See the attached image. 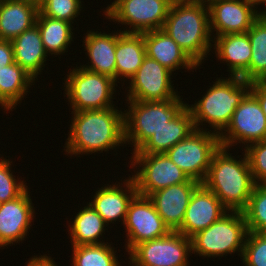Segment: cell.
<instances>
[{
	"mask_svg": "<svg viewBox=\"0 0 266 266\" xmlns=\"http://www.w3.org/2000/svg\"><path fill=\"white\" fill-rule=\"evenodd\" d=\"M72 124L64 150L77 155L105 152L125 144L124 113L115 107L72 112Z\"/></svg>",
	"mask_w": 266,
	"mask_h": 266,
	"instance_id": "obj_1",
	"label": "cell"
},
{
	"mask_svg": "<svg viewBox=\"0 0 266 266\" xmlns=\"http://www.w3.org/2000/svg\"><path fill=\"white\" fill-rule=\"evenodd\" d=\"M162 30L199 66L212 48L208 4L173 0ZM206 57V58H205Z\"/></svg>",
	"mask_w": 266,
	"mask_h": 266,
	"instance_id": "obj_2",
	"label": "cell"
},
{
	"mask_svg": "<svg viewBox=\"0 0 266 266\" xmlns=\"http://www.w3.org/2000/svg\"><path fill=\"white\" fill-rule=\"evenodd\" d=\"M221 147L213 154L209 170L202 184L212 191L230 211H243L254 190L253 179L246 155L239 160Z\"/></svg>",
	"mask_w": 266,
	"mask_h": 266,
	"instance_id": "obj_3",
	"label": "cell"
},
{
	"mask_svg": "<svg viewBox=\"0 0 266 266\" xmlns=\"http://www.w3.org/2000/svg\"><path fill=\"white\" fill-rule=\"evenodd\" d=\"M230 77L216 79L202 99L191 106L187 103L195 129L203 130L200 124L206 121L213 127L212 132L220 135L229 125L236 107L250 91L252 84L240 76Z\"/></svg>",
	"mask_w": 266,
	"mask_h": 266,
	"instance_id": "obj_4",
	"label": "cell"
},
{
	"mask_svg": "<svg viewBox=\"0 0 266 266\" xmlns=\"http://www.w3.org/2000/svg\"><path fill=\"white\" fill-rule=\"evenodd\" d=\"M129 101L124 111V138L137 151L155 132L163 128L185 105L181 97L167 101Z\"/></svg>",
	"mask_w": 266,
	"mask_h": 266,
	"instance_id": "obj_5",
	"label": "cell"
},
{
	"mask_svg": "<svg viewBox=\"0 0 266 266\" xmlns=\"http://www.w3.org/2000/svg\"><path fill=\"white\" fill-rule=\"evenodd\" d=\"M247 233L243 212L230 211L190 238L192 253L214 258L238 251L242 257Z\"/></svg>",
	"mask_w": 266,
	"mask_h": 266,
	"instance_id": "obj_6",
	"label": "cell"
},
{
	"mask_svg": "<svg viewBox=\"0 0 266 266\" xmlns=\"http://www.w3.org/2000/svg\"><path fill=\"white\" fill-rule=\"evenodd\" d=\"M67 76L64 87L72 112L115 106L111 100L117 86L114 79L83 67L72 69Z\"/></svg>",
	"mask_w": 266,
	"mask_h": 266,
	"instance_id": "obj_7",
	"label": "cell"
},
{
	"mask_svg": "<svg viewBox=\"0 0 266 266\" xmlns=\"http://www.w3.org/2000/svg\"><path fill=\"white\" fill-rule=\"evenodd\" d=\"M219 148L217 133L195 129L165 154L189 178L202 183L207 176L212 156Z\"/></svg>",
	"mask_w": 266,
	"mask_h": 266,
	"instance_id": "obj_8",
	"label": "cell"
},
{
	"mask_svg": "<svg viewBox=\"0 0 266 266\" xmlns=\"http://www.w3.org/2000/svg\"><path fill=\"white\" fill-rule=\"evenodd\" d=\"M173 0H115L104 10L106 18L129 25L123 33L141 34L162 29Z\"/></svg>",
	"mask_w": 266,
	"mask_h": 266,
	"instance_id": "obj_9",
	"label": "cell"
},
{
	"mask_svg": "<svg viewBox=\"0 0 266 266\" xmlns=\"http://www.w3.org/2000/svg\"><path fill=\"white\" fill-rule=\"evenodd\" d=\"M191 239L170 231L166 236L136 245L128 254L132 266H188Z\"/></svg>",
	"mask_w": 266,
	"mask_h": 266,
	"instance_id": "obj_10",
	"label": "cell"
},
{
	"mask_svg": "<svg viewBox=\"0 0 266 266\" xmlns=\"http://www.w3.org/2000/svg\"><path fill=\"white\" fill-rule=\"evenodd\" d=\"M131 160V168L142 166L132 178L137 193L143 196H149L171 185L185 183L190 179L165 153H133Z\"/></svg>",
	"mask_w": 266,
	"mask_h": 266,
	"instance_id": "obj_11",
	"label": "cell"
},
{
	"mask_svg": "<svg viewBox=\"0 0 266 266\" xmlns=\"http://www.w3.org/2000/svg\"><path fill=\"white\" fill-rule=\"evenodd\" d=\"M264 139L266 116L257 98L249 91L236 107L229 125L219 135L220 146L229 150L234 143H246L247 146Z\"/></svg>",
	"mask_w": 266,
	"mask_h": 266,
	"instance_id": "obj_12",
	"label": "cell"
},
{
	"mask_svg": "<svg viewBox=\"0 0 266 266\" xmlns=\"http://www.w3.org/2000/svg\"><path fill=\"white\" fill-rule=\"evenodd\" d=\"M124 225L128 238L125 249L128 253L139 243L166 236L170 232L151 199L138 193L128 206Z\"/></svg>",
	"mask_w": 266,
	"mask_h": 266,
	"instance_id": "obj_13",
	"label": "cell"
},
{
	"mask_svg": "<svg viewBox=\"0 0 266 266\" xmlns=\"http://www.w3.org/2000/svg\"><path fill=\"white\" fill-rule=\"evenodd\" d=\"M172 72L156 60L145 57L138 71L129 79L128 100L167 101L178 97L171 81Z\"/></svg>",
	"mask_w": 266,
	"mask_h": 266,
	"instance_id": "obj_14",
	"label": "cell"
},
{
	"mask_svg": "<svg viewBox=\"0 0 266 266\" xmlns=\"http://www.w3.org/2000/svg\"><path fill=\"white\" fill-rule=\"evenodd\" d=\"M208 8L210 32L216 31V36L246 33L260 16V12L244 0H213Z\"/></svg>",
	"mask_w": 266,
	"mask_h": 266,
	"instance_id": "obj_15",
	"label": "cell"
},
{
	"mask_svg": "<svg viewBox=\"0 0 266 266\" xmlns=\"http://www.w3.org/2000/svg\"><path fill=\"white\" fill-rule=\"evenodd\" d=\"M228 210L219 198L202 183L191 195L179 233L191 238L218 221Z\"/></svg>",
	"mask_w": 266,
	"mask_h": 266,
	"instance_id": "obj_16",
	"label": "cell"
},
{
	"mask_svg": "<svg viewBox=\"0 0 266 266\" xmlns=\"http://www.w3.org/2000/svg\"><path fill=\"white\" fill-rule=\"evenodd\" d=\"M200 184L190 178L185 183L159 189L148 196L170 231L181 228L191 195Z\"/></svg>",
	"mask_w": 266,
	"mask_h": 266,
	"instance_id": "obj_17",
	"label": "cell"
},
{
	"mask_svg": "<svg viewBox=\"0 0 266 266\" xmlns=\"http://www.w3.org/2000/svg\"><path fill=\"white\" fill-rule=\"evenodd\" d=\"M28 190L0 204V247L22 242L29 233L35 211Z\"/></svg>",
	"mask_w": 266,
	"mask_h": 266,
	"instance_id": "obj_18",
	"label": "cell"
},
{
	"mask_svg": "<svg viewBox=\"0 0 266 266\" xmlns=\"http://www.w3.org/2000/svg\"><path fill=\"white\" fill-rule=\"evenodd\" d=\"M123 183L121 185L126 187L120 186V183L101 187L95 192L94 199L89 202V205L103 218L107 226L109 222L114 223L117 219H121L124 224L128 206L137 194L136 184L132 177L124 179Z\"/></svg>",
	"mask_w": 266,
	"mask_h": 266,
	"instance_id": "obj_19",
	"label": "cell"
},
{
	"mask_svg": "<svg viewBox=\"0 0 266 266\" xmlns=\"http://www.w3.org/2000/svg\"><path fill=\"white\" fill-rule=\"evenodd\" d=\"M146 56L156 60L171 72L182 68L192 70L198 65L162 29L141 33Z\"/></svg>",
	"mask_w": 266,
	"mask_h": 266,
	"instance_id": "obj_20",
	"label": "cell"
},
{
	"mask_svg": "<svg viewBox=\"0 0 266 266\" xmlns=\"http://www.w3.org/2000/svg\"><path fill=\"white\" fill-rule=\"evenodd\" d=\"M195 130L192 114L187 104L169 121L167 125L155 132L133 153H166L178 142Z\"/></svg>",
	"mask_w": 266,
	"mask_h": 266,
	"instance_id": "obj_21",
	"label": "cell"
},
{
	"mask_svg": "<svg viewBox=\"0 0 266 266\" xmlns=\"http://www.w3.org/2000/svg\"><path fill=\"white\" fill-rule=\"evenodd\" d=\"M83 41L84 48L87 51L90 65H82L81 67L106 75L116 81V33H98V31H87Z\"/></svg>",
	"mask_w": 266,
	"mask_h": 266,
	"instance_id": "obj_22",
	"label": "cell"
},
{
	"mask_svg": "<svg viewBox=\"0 0 266 266\" xmlns=\"http://www.w3.org/2000/svg\"><path fill=\"white\" fill-rule=\"evenodd\" d=\"M39 8L30 2L0 0V39L13 40L35 25Z\"/></svg>",
	"mask_w": 266,
	"mask_h": 266,
	"instance_id": "obj_23",
	"label": "cell"
},
{
	"mask_svg": "<svg viewBox=\"0 0 266 266\" xmlns=\"http://www.w3.org/2000/svg\"><path fill=\"white\" fill-rule=\"evenodd\" d=\"M14 47V61L34 79L41 74L46 64L47 53L44 49L42 37L37 25L25 30L12 40Z\"/></svg>",
	"mask_w": 266,
	"mask_h": 266,
	"instance_id": "obj_24",
	"label": "cell"
},
{
	"mask_svg": "<svg viewBox=\"0 0 266 266\" xmlns=\"http://www.w3.org/2000/svg\"><path fill=\"white\" fill-rule=\"evenodd\" d=\"M217 37V38H216ZM212 43L218 60L226 61L231 76H240L251 60V45L247 33L225 34L216 36Z\"/></svg>",
	"mask_w": 266,
	"mask_h": 266,
	"instance_id": "obj_25",
	"label": "cell"
},
{
	"mask_svg": "<svg viewBox=\"0 0 266 266\" xmlns=\"http://www.w3.org/2000/svg\"><path fill=\"white\" fill-rule=\"evenodd\" d=\"M146 57L142 34L117 32L115 51L116 82L121 77L130 79L140 68Z\"/></svg>",
	"mask_w": 266,
	"mask_h": 266,
	"instance_id": "obj_26",
	"label": "cell"
},
{
	"mask_svg": "<svg viewBox=\"0 0 266 266\" xmlns=\"http://www.w3.org/2000/svg\"><path fill=\"white\" fill-rule=\"evenodd\" d=\"M35 79L17 63L0 70V105L6 111L15 109Z\"/></svg>",
	"mask_w": 266,
	"mask_h": 266,
	"instance_id": "obj_27",
	"label": "cell"
},
{
	"mask_svg": "<svg viewBox=\"0 0 266 266\" xmlns=\"http://www.w3.org/2000/svg\"><path fill=\"white\" fill-rule=\"evenodd\" d=\"M69 226L72 246L98 245L105 242L99 238L104 233L107 224L103 218L88 204L75 216ZM101 235V236H100Z\"/></svg>",
	"mask_w": 266,
	"mask_h": 266,
	"instance_id": "obj_28",
	"label": "cell"
},
{
	"mask_svg": "<svg viewBox=\"0 0 266 266\" xmlns=\"http://www.w3.org/2000/svg\"><path fill=\"white\" fill-rule=\"evenodd\" d=\"M35 24L40 31L46 53L63 55L74 38L71 26L73 23L44 16L38 11Z\"/></svg>",
	"mask_w": 266,
	"mask_h": 266,
	"instance_id": "obj_29",
	"label": "cell"
},
{
	"mask_svg": "<svg viewBox=\"0 0 266 266\" xmlns=\"http://www.w3.org/2000/svg\"><path fill=\"white\" fill-rule=\"evenodd\" d=\"M250 39L251 60L240 75L245 81H266V20L259 16L246 32Z\"/></svg>",
	"mask_w": 266,
	"mask_h": 266,
	"instance_id": "obj_30",
	"label": "cell"
},
{
	"mask_svg": "<svg viewBox=\"0 0 266 266\" xmlns=\"http://www.w3.org/2000/svg\"><path fill=\"white\" fill-rule=\"evenodd\" d=\"M107 244L72 246V266H120L115 248Z\"/></svg>",
	"mask_w": 266,
	"mask_h": 266,
	"instance_id": "obj_31",
	"label": "cell"
},
{
	"mask_svg": "<svg viewBox=\"0 0 266 266\" xmlns=\"http://www.w3.org/2000/svg\"><path fill=\"white\" fill-rule=\"evenodd\" d=\"M248 232L266 233V184H256L242 211Z\"/></svg>",
	"mask_w": 266,
	"mask_h": 266,
	"instance_id": "obj_32",
	"label": "cell"
},
{
	"mask_svg": "<svg viewBox=\"0 0 266 266\" xmlns=\"http://www.w3.org/2000/svg\"><path fill=\"white\" fill-rule=\"evenodd\" d=\"M81 0H46L39 11L47 17L74 23V18L80 15Z\"/></svg>",
	"mask_w": 266,
	"mask_h": 266,
	"instance_id": "obj_33",
	"label": "cell"
},
{
	"mask_svg": "<svg viewBox=\"0 0 266 266\" xmlns=\"http://www.w3.org/2000/svg\"><path fill=\"white\" fill-rule=\"evenodd\" d=\"M241 259L245 266H266V233H247Z\"/></svg>",
	"mask_w": 266,
	"mask_h": 266,
	"instance_id": "obj_34",
	"label": "cell"
},
{
	"mask_svg": "<svg viewBox=\"0 0 266 266\" xmlns=\"http://www.w3.org/2000/svg\"><path fill=\"white\" fill-rule=\"evenodd\" d=\"M11 163L6 158H0V204L16 199L28 187L23 181L18 182L14 178L10 169Z\"/></svg>",
	"mask_w": 266,
	"mask_h": 266,
	"instance_id": "obj_35",
	"label": "cell"
},
{
	"mask_svg": "<svg viewBox=\"0 0 266 266\" xmlns=\"http://www.w3.org/2000/svg\"><path fill=\"white\" fill-rule=\"evenodd\" d=\"M244 151L254 181L266 184V139L247 145Z\"/></svg>",
	"mask_w": 266,
	"mask_h": 266,
	"instance_id": "obj_36",
	"label": "cell"
},
{
	"mask_svg": "<svg viewBox=\"0 0 266 266\" xmlns=\"http://www.w3.org/2000/svg\"><path fill=\"white\" fill-rule=\"evenodd\" d=\"M14 47L11 40L0 39V70L14 63Z\"/></svg>",
	"mask_w": 266,
	"mask_h": 266,
	"instance_id": "obj_37",
	"label": "cell"
},
{
	"mask_svg": "<svg viewBox=\"0 0 266 266\" xmlns=\"http://www.w3.org/2000/svg\"><path fill=\"white\" fill-rule=\"evenodd\" d=\"M250 92L257 98L266 116V81L252 82Z\"/></svg>",
	"mask_w": 266,
	"mask_h": 266,
	"instance_id": "obj_38",
	"label": "cell"
},
{
	"mask_svg": "<svg viewBox=\"0 0 266 266\" xmlns=\"http://www.w3.org/2000/svg\"><path fill=\"white\" fill-rule=\"evenodd\" d=\"M26 266H57L50 256L41 255L32 257Z\"/></svg>",
	"mask_w": 266,
	"mask_h": 266,
	"instance_id": "obj_39",
	"label": "cell"
},
{
	"mask_svg": "<svg viewBox=\"0 0 266 266\" xmlns=\"http://www.w3.org/2000/svg\"><path fill=\"white\" fill-rule=\"evenodd\" d=\"M247 4L252 5L254 8H256L255 6L260 5L263 3V5L265 4V8H266V0H244Z\"/></svg>",
	"mask_w": 266,
	"mask_h": 266,
	"instance_id": "obj_40",
	"label": "cell"
},
{
	"mask_svg": "<svg viewBox=\"0 0 266 266\" xmlns=\"http://www.w3.org/2000/svg\"><path fill=\"white\" fill-rule=\"evenodd\" d=\"M20 1L33 3L39 8L46 0H20Z\"/></svg>",
	"mask_w": 266,
	"mask_h": 266,
	"instance_id": "obj_41",
	"label": "cell"
},
{
	"mask_svg": "<svg viewBox=\"0 0 266 266\" xmlns=\"http://www.w3.org/2000/svg\"><path fill=\"white\" fill-rule=\"evenodd\" d=\"M187 1L209 4L213 0H187Z\"/></svg>",
	"mask_w": 266,
	"mask_h": 266,
	"instance_id": "obj_42",
	"label": "cell"
},
{
	"mask_svg": "<svg viewBox=\"0 0 266 266\" xmlns=\"http://www.w3.org/2000/svg\"><path fill=\"white\" fill-rule=\"evenodd\" d=\"M260 16H261L264 20H266V9H264V11H263V10L260 11Z\"/></svg>",
	"mask_w": 266,
	"mask_h": 266,
	"instance_id": "obj_43",
	"label": "cell"
}]
</instances>
